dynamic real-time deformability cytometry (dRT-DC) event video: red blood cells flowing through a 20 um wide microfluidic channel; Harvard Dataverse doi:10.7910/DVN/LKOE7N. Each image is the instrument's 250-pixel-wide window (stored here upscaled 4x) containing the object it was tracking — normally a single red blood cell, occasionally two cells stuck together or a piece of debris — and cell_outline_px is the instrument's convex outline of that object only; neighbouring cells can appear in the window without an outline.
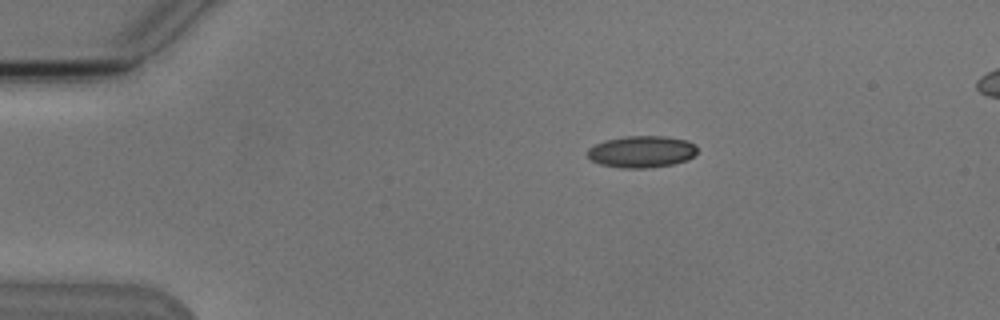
{"species": "Egyptian fruit bat (a non-hibernating species)", "species_latin": "Rousettus aegyptiacus", "temperature_condition": "cold", "stored_images_in_passage": 7, "camera_frame_rate_fps": 3000, "um_per_image_px": 0.085, "animal": {"sex": "male"}, "frame": {"image": 1, "passage_image": 1, "time_ms": 0.0, "image_size_px": [1000, 320], "cell_outline_px": [[696, 152], [688, 160], [672, 164], [648, 168], [620, 168], [600, 164], [592, 160], [588, 156], [588, 148], [604, 140], [628, 136], [664, 136], [688, 140], [696, 144]], "centroid_in_image_um": [54.55, 12.89], "position_along_channel_um": 30.4, "area_um2": 20.35}}
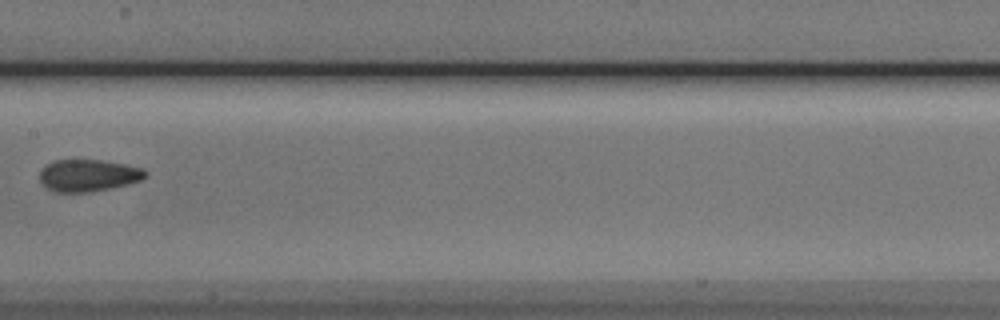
{"frame": {"image": 2, "passage_image": 6, "time_ms": 6.0, "image_size_px": [1000, 320], "cell_outline_px": [[148, 172], [140, 180], [128, 184], [88, 192], [56, 192], [48, 188], [40, 180], [40, 172], [48, 164], [56, 160], [100, 160], [124, 164], [140, 168]], "centroid_in_image_um": [7.49, 14.91], "position_along_channel_um": 199.9, "area_um2": 19.25}}
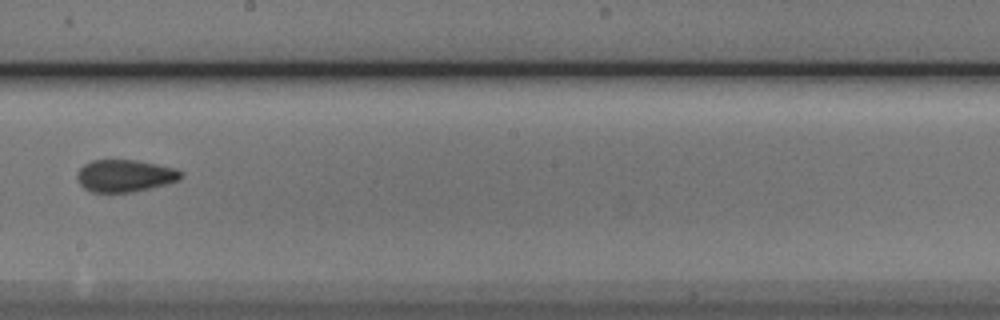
{"frame": {"image": 3, "passage_image": 7, "time_ms": 7.0, "image_size_px": [1000, 320], "cell_outline_px": [[180, 180], [168, 184], [132, 192], [92, 192], [84, 188], [76, 180], [76, 172], [84, 164], [92, 160], [136, 160], [176, 168], [180, 172]], "centroid_in_image_um": [10.58, 14.94], "position_along_channel_um": 237.6, "area_um2": 19.54}}